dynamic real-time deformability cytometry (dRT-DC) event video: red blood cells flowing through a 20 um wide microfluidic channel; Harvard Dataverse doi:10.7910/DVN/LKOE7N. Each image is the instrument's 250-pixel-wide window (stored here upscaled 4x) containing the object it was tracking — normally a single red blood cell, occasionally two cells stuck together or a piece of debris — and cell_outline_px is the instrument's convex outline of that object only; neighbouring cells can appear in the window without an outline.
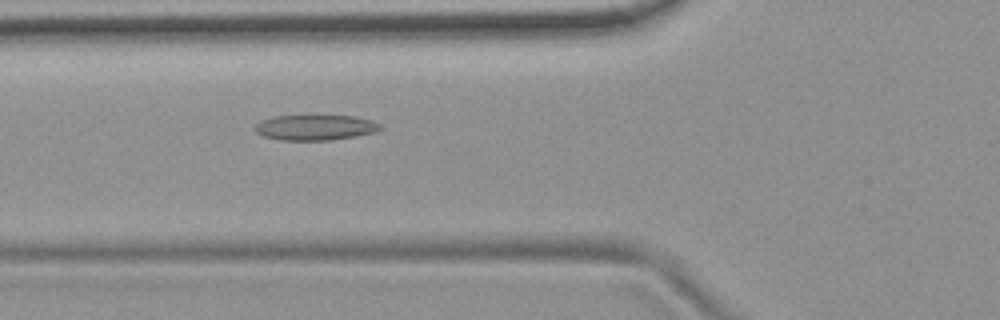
{"species": "common noctule bat (a hibernating species)", "species_latin": "Nyctalus noctula", "temperature_condition": "room temperature", "stored_images_in_passage": 54, "camera_frame_rate_fps": 3000, "um_per_image_px": 0.085, "animal": {"sex": "female", "body_mass_g": 19.9}, "frame": {"image": 1, "passage_image": 20, "time_ms": 6.333, "image_size_px": [1000, 320], "cell_outline_px": [[384, 128], [376, 132], [356, 136], [332, 140], [280, 140], [264, 136], [256, 132], [252, 128], [260, 120], [272, 116], [356, 116], [372, 120], [380, 124]], "centroid_in_image_um": [26.8, 10.83], "position_along_channel_um": 99.0, "area_um2": 18.73}}
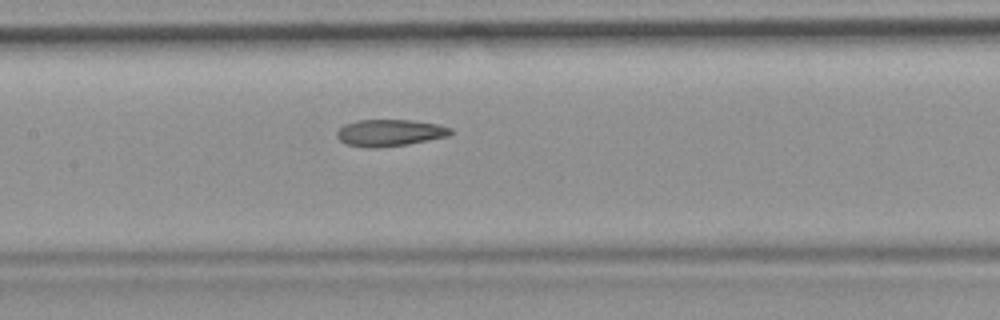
{"frame": {"image": 2, "passage_image": 26, "time_ms": 8.333, "image_size_px": [1000, 320], "cell_outline_px": [[452, 132], [448, 136], [408, 144], [380, 148], [368, 148], [348, 144], [340, 140], [336, 136], [336, 132], [344, 124], [356, 120], [412, 120], [436, 124], [452, 128]], "centroid_in_image_um": [33.11, 11.29], "position_along_channel_um": 174.3, "area_um2": 17.74}}
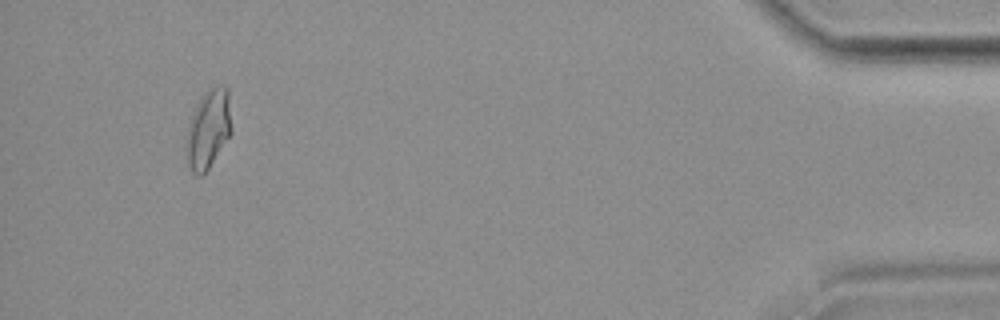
{"frame": {"image": 3, "passage_image": 51, "time_ms": 16.667, "image_size_px": [1000, 320], "cell_outline_px": [[232, 132], [204, 176], [196, 176], [192, 172], [188, 164], [188, 128], [192, 116], [200, 96], [204, 92], [220, 84], [224, 84], [228, 88], [232, 128]], "centroid_in_image_um": [17.76, 10.96], "position_along_channel_um": 417.4, "area_um2": 20.63}, "authors_computed_cell_mechanics": {"area_um2": 18.8717, "velocity_mm_per_s": 3.7517, "shape_relaxation_time_tau1_ms": null, "shape_relaxation_time_tau2_ms": 2.8167, "deformation_change_tau1": null, "deformation_change_tau2": 0.1076}}